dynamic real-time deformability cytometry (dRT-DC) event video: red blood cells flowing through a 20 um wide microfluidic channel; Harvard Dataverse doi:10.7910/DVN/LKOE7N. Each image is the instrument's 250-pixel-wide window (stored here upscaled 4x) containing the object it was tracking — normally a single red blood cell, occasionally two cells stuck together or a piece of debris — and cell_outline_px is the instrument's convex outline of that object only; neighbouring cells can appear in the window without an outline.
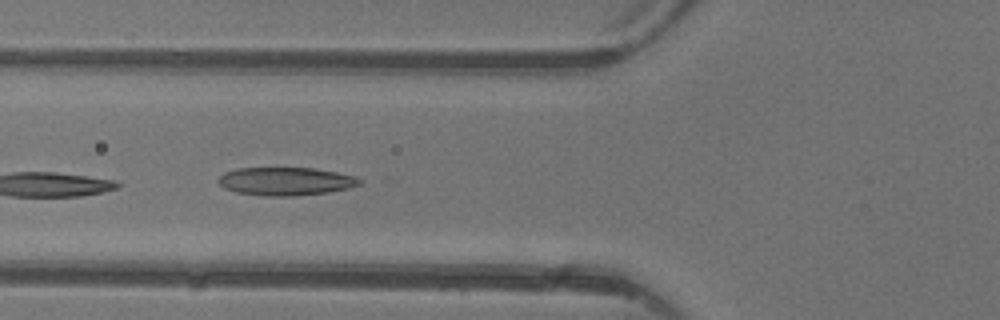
{"species": "common noctule bat (a hibernating species)", "species_latin": "Nyctalus noctula", "temperature_condition": "warm", "stored_images_in_passage": 4, "camera_frame_rate_fps": 3000, "um_per_image_px": 0.085, "animal": {"sex": "female"}, "frame": {"image": 1, "passage_image": 3, "time_ms": 2.667, "image_size_px": [1000, 320], "cell_outline_px": [[360, 184], [348, 188], [328, 192], [292, 196], [264, 196], [236, 192], [224, 188], [216, 180], [224, 172], [236, 168], [316, 168], [356, 176], [360, 180]], "centroid_in_image_um": [24.25, 15.41], "position_along_channel_um": 101.5, "area_um2": 23.18}}
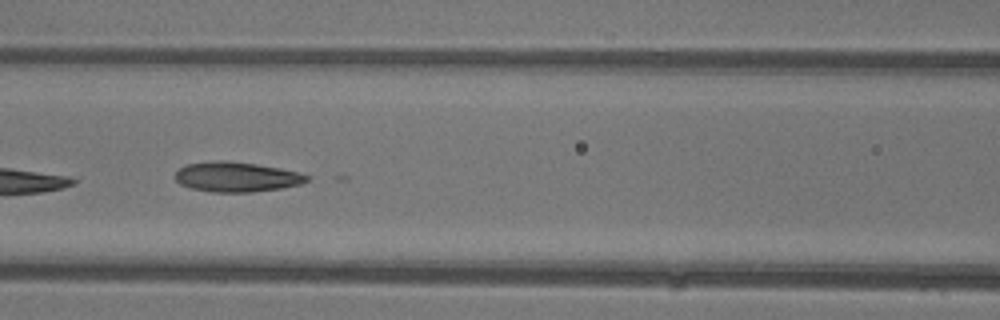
{"frame": {"image": 2, "passage_image": 4, "time_ms": 3.667, "image_size_px": [1000, 320], "cell_outline_px": [[308, 180], [300, 184], [284, 188], [252, 192], [212, 192], [192, 188], [180, 184], [176, 180], [176, 172], [180, 168], [188, 164], [220, 160], [228, 160], [256, 164], [280, 168], [300, 172], [308, 176]], "centroid_in_image_um": [20.13, 15.04], "position_along_channel_um": 146.5, "area_um2": 22.89}}